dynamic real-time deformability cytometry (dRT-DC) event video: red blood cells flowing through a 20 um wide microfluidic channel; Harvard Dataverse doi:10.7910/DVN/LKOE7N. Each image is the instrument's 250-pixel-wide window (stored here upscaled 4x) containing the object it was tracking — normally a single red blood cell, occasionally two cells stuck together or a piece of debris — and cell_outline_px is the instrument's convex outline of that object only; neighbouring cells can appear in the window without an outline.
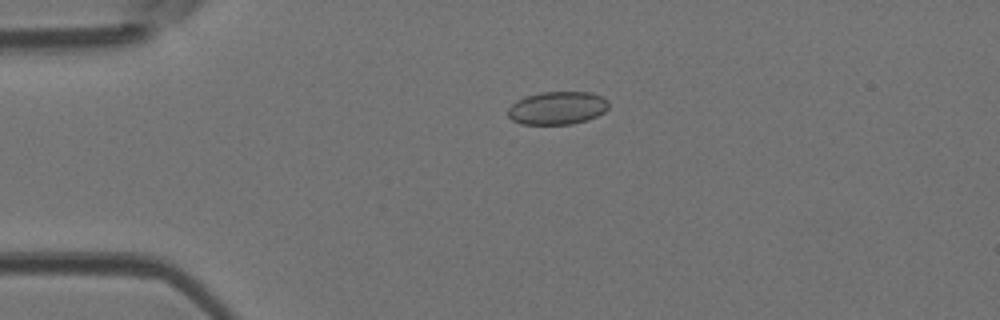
{"species": "Egyptian fruit bat (a non-hibernating species)", "species_latin": "Rousettus aegyptiacus", "temperature_condition": "room temperature", "stored_images_in_passage": 8, "camera_frame_rate_fps": 3000, "um_per_image_px": 0.085, "animal": {"sex": "female"}, "frame": {"image": 1, "passage_image": 4, "time_ms": 1.0, "image_size_px": [1000, 320], "cell_outline_px": [[608, 108], [604, 112], [588, 120], [572, 124], [520, 124], [512, 120], [508, 116], [508, 108], [516, 100], [524, 96], [540, 92], [592, 92], [604, 96], [608, 100]], "centroid_in_image_um": [47.38, 9.17], "position_along_channel_um": 37.6, "area_um2": 19.65}}
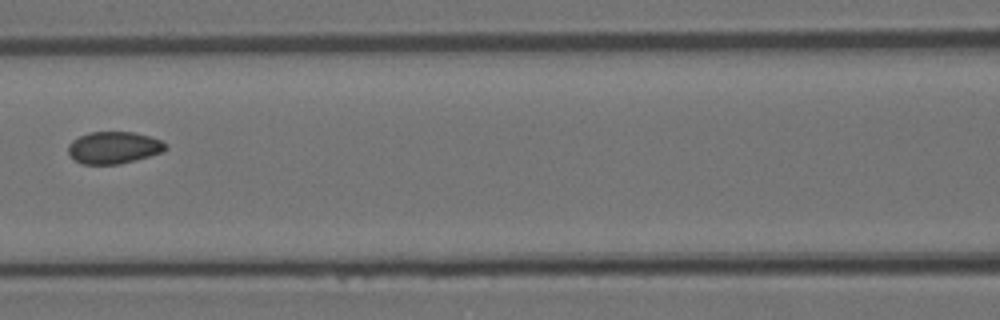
{"frame": {"image": 2, "passage_image": 7, "time_ms": 2.0, "image_size_px": [1000, 320], "cell_outline_px": [[168, 148], [160, 152], [136, 160], [120, 164], [80, 164], [68, 152], [68, 144], [72, 140], [88, 132], [136, 132], [160, 140], [168, 144]], "centroid_in_image_um": [9.66, 12.54], "position_along_channel_um": 156.9, "area_um2": 18.15}}
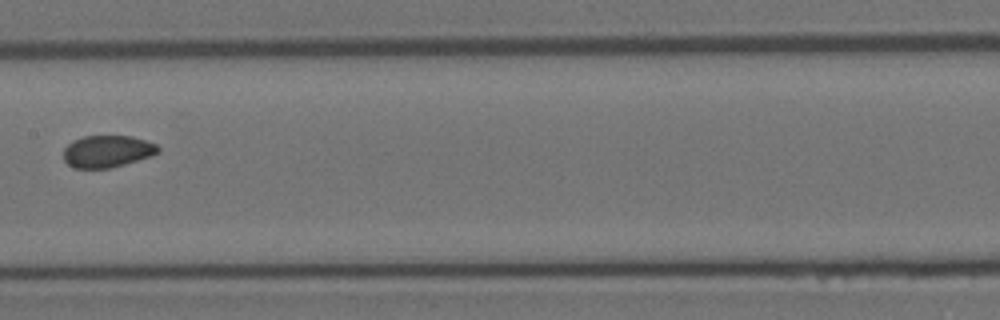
{"frame": {"image": 3, "passage_image": 8, "time_ms": 2.333, "image_size_px": [1000, 320], "cell_outline_px": [[160, 152], [124, 164], [108, 168], [76, 168], [68, 164], [64, 160], [64, 148], [72, 140], [84, 136], [132, 136], [156, 144], [160, 148]], "centroid_in_image_um": [9.09, 12.85], "position_along_channel_um": 198.3, "area_um2": 17.46}}